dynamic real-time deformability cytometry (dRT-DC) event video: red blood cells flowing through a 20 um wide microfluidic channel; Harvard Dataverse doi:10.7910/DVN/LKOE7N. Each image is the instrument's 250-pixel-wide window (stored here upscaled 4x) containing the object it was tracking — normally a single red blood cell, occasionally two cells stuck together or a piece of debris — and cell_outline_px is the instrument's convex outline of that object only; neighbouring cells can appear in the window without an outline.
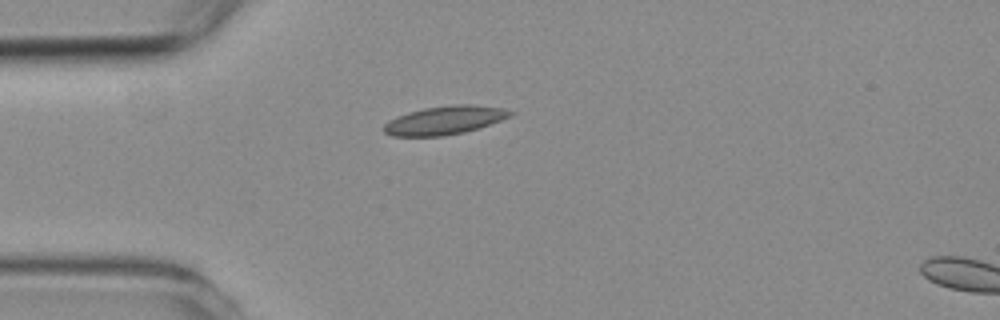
{"species": "common noctule bat (a hibernating species)", "species_latin": "Nyctalus noctula", "temperature_condition": "room temperature", "stored_images_in_passage": 2, "segment_of_instrument_passage": [1, 2], "camera_frame_rate_fps": 3000, "um_per_image_px": 0.085, "animal": {"sex": "female", "body_mass_g": 19.3, "forearm_length_mm": 54.1}, "frame": {"image": 1, "passage_image": 1, "time_ms": 0.0, "image_size_px": [1000, 320], "cell_outline_px": [[516, 112], [512, 116], [480, 128], [464, 132], [444, 136], [392, 136], [384, 132], [384, 124], [388, 120], [408, 112], [424, 108], [456, 104], [468, 104], [504, 108]], "centroid_in_image_um": [37.83, 10.22], "position_along_channel_um": 47.2, "area_um2": 21.1}}